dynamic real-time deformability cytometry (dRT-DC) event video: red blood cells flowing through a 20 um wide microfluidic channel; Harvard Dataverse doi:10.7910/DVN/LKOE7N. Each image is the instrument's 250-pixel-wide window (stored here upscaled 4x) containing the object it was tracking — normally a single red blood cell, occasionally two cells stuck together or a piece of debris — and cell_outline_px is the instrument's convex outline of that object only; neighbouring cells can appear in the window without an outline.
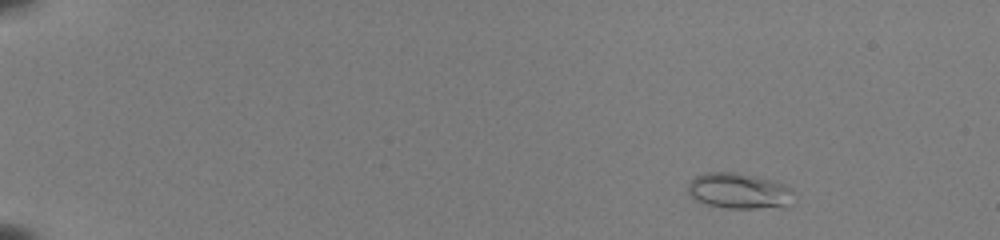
{"species": "common noctule bat (a hibernating species)", "species_latin": "Nyctalus noctula", "temperature_condition": "room temperature", "stored_images_in_passage": 50, "camera_frame_rate_fps": 3000, "um_per_image_px": 0.085, "animal": {"sex": "female", "body_mass_g": 22.0, "forearm_length_mm": 56.7}, "frame": {"image": 1, "passage_image": 4, "time_ms": 1.0, "image_size_px": [1000, 240], "cell_outline_px": [[796, 192], [792, 204], [784, 208], [724, 208], [708, 204], [696, 200], [688, 196], [688, 184], [696, 176], [704, 172], [736, 172], [776, 180], [792, 188]], "centroid_in_image_um": [62.9, 16.23], "position_along_channel_um": 22.1, "area_um2": 22.72}}
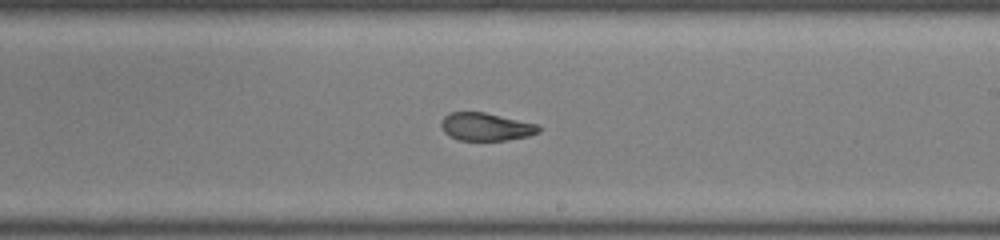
{"frame": {"image": 2, "passage_image": 31, "time_ms": 10.0, "image_size_px": [1000, 240], "cell_outline_px": [[540, 132], [528, 136], [508, 140], [460, 140], [444, 132], [440, 124], [440, 120], [444, 116], [452, 112], [484, 112], [536, 124], [540, 128]], "centroid_in_image_um": [41.28, 10.77], "position_along_channel_um": 247.7, "area_um2": 15.66}}
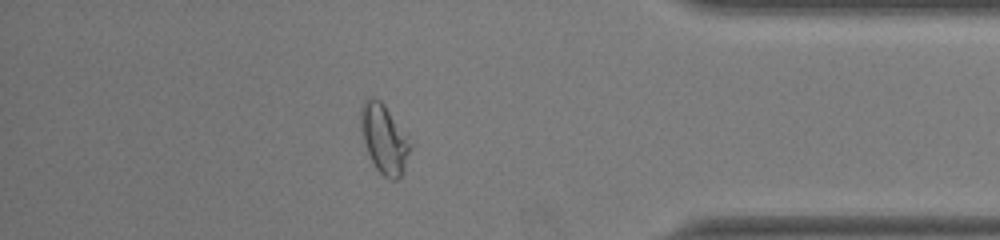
{"frame": {"image": 3, "passage_image": 44, "time_ms": 14.333, "image_size_px": [1000, 240], "cell_outline_px": [[412, 144], [404, 168], [400, 176], [396, 180], [392, 180], [384, 176], [376, 168], [364, 144], [360, 128], [360, 104], [368, 96], [372, 96], [380, 100], [384, 104], [408, 136]], "centroid_in_image_um": [32.63, 11.75], "position_along_channel_um": 402.6, "area_um2": 20.0}, "authors_computed_cell_mechanics": {"area_um2": 18.0336, "velocity_mm_per_s": 4.0026, "shape_relaxation_time_tau1_ms": null, "shape_relaxation_time_tau2_ms": 1.1927, "deformation_change_tau1": null, "deformation_change_tau2": 0.0775}}